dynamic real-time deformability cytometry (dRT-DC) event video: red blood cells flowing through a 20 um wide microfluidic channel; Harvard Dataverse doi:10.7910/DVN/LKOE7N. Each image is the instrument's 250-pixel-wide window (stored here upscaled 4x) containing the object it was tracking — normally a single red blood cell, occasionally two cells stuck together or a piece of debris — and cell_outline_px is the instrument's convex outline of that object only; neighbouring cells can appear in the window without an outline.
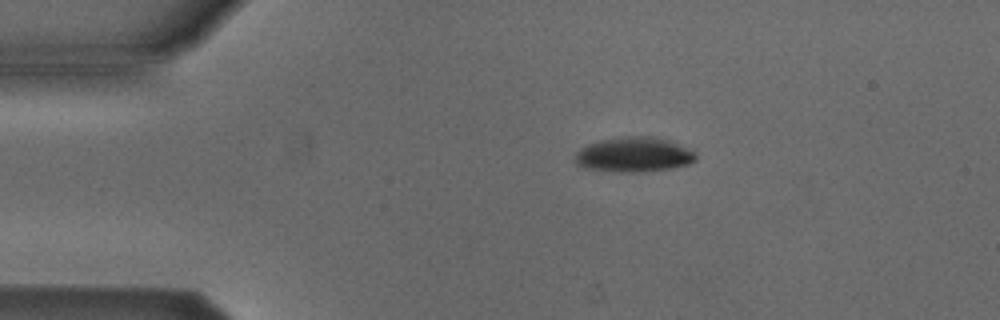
{"species": "Egyptian fruit bat (a non-hibernating species)", "species_latin": "Rousettus aegyptiacus", "temperature_condition": "cold", "stored_images_in_passage": 44, "camera_frame_rate_fps": 3000, "um_per_image_px": 0.085, "animal": {"sex": "male"}, "frame": {"image": 1, "passage_image": 1, "time_ms": 0.0, "image_size_px": [1000, 320], "cell_outline_px": [[696, 160], [688, 164], [668, 168], [640, 172], [620, 172], [588, 168], [576, 164], [576, 152], [580, 148], [588, 144], [600, 140], [620, 136], [656, 136], [668, 140], [692, 152], [696, 156]], "centroid_in_image_um": [53.83, 13.13], "position_along_channel_um": 31.2, "area_um2": 24.16}}
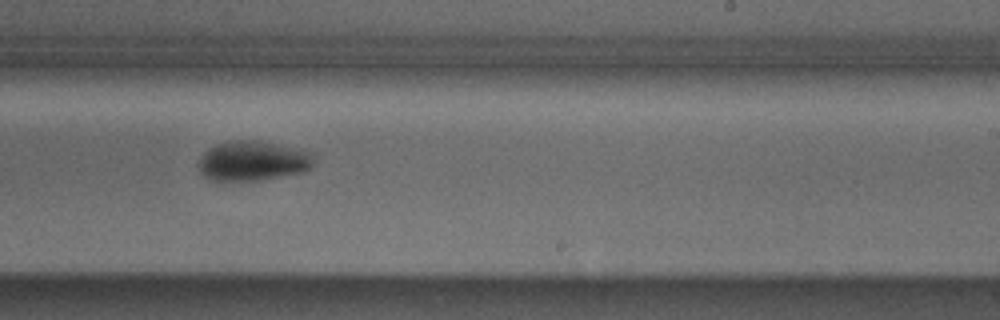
{"frame": {"image": 2, "passage_image": 23, "time_ms": 7.333, "image_size_px": [1000, 320], "cell_outline_px": [[316, 156], [312, 164], [304, 172], [260, 180], [212, 180], [204, 176], [200, 172], [196, 164], [204, 152], [208, 148], [216, 144], [228, 140], [260, 140], [312, 152]], "centroid_in_image_um": [21.47, 13.66], "position_along_channel_um": 267.5, "area_um2": 26.99}}
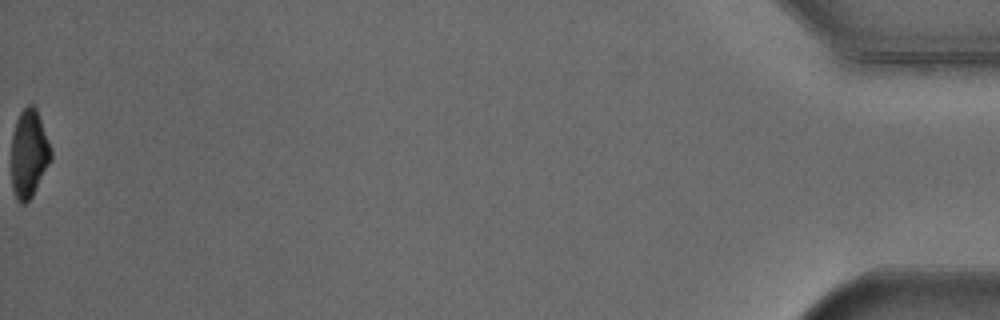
{"frame": {"image": 3, "passage_image": 44, "time_ms": 14.333, "image_size_px": [1000, 320], "cell_outline_px": [[52, 156], [32, 196], [24, 204], [20, 204], [16, 200], [12, 188], [12, 136], [16, 120], [20, 112], [28, 104], [32, 104], [36, 108], [52, 152]], "centroid_in_image_um": [2.44, 13.07], "position_along_channel_um": 432.8, "area_um2": 19.94}, "authors_computed_cell_mechanics": {"area_um2": 25.143, "velocity_mm_per_s": 3.8877, "shape_relaxation_time_tau1_ms": 1.7256, "shape_relaxation_time_tau2_ms": null, "deformation_change_tau1": 0.1187, "deformation_change_tau2": null}}